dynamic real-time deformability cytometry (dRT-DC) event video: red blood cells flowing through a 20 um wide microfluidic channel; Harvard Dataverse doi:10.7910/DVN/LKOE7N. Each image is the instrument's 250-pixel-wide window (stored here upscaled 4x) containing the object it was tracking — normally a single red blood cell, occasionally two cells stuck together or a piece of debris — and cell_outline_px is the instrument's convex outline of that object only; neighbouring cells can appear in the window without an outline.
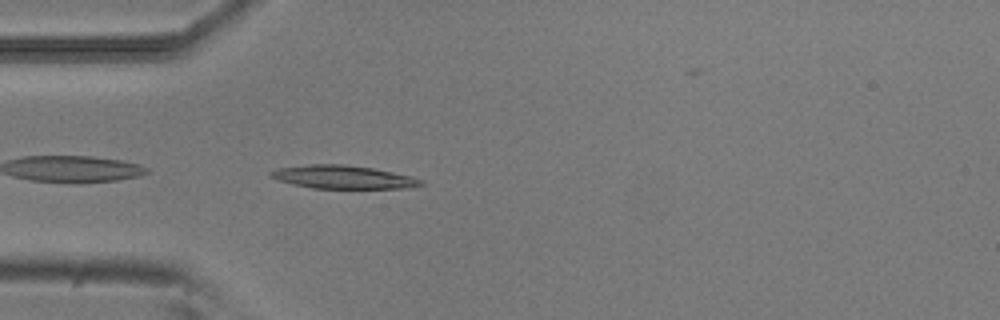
{"species": "common noctule bat (a hibernating species)", "species_latin": "Nyctalus noctula", "temperature_condition": "room temperature", "stored_images_in_passage": 39, "camera_frame_rate_fps": 3000, "um_per_image_px": 0.085, "animal": {"sex": "male", "body_mass_g": 20.5, "forearm_length_mm": 52.5}, "frame": {"image": 1, "passage_image": 1, "time_ms": 0.0, "image_size_px": [1000, 320], "cell_outline_px": [[424, 184], [404, 188], [312, 188], [292, 184], [268, 176], [268, 172], [280, 168], [312, 164], [344, 164], [372, 168], [412, 176], [424, 180]], "centroid_in_image_um": [29.17, 15.05], "position_along_channel_um": 55.8, "area_um2": 20.17}}
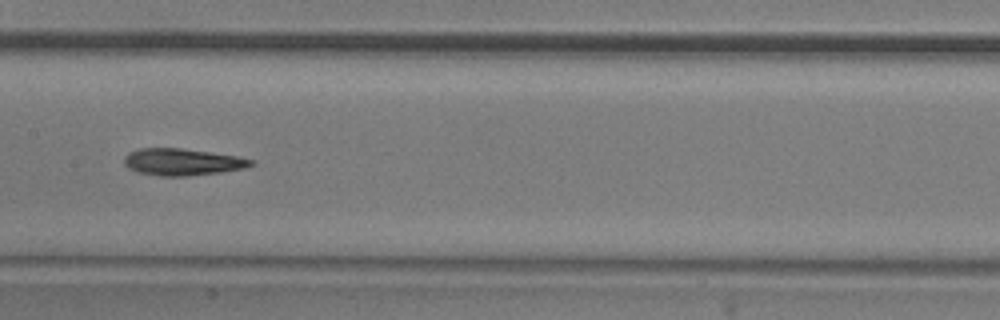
{"frame": {"image": 2, "passage_image": 12, "time_ms": 3.667, "image_size_px": [1000, 320], "cell_outline_px": [[256, 164], [244, 168], [220, 172], [188, 176], [160, 176], [136, 172], [128, 168], [124, 164], [124, 156], [128, 152], [140, 148], [180, 148], [236, 156], [256, 160]], "centroid_in_image_um": [15.48, 13.77], "position_along_channel_um": 191.9, "area_um2": 19.94}}
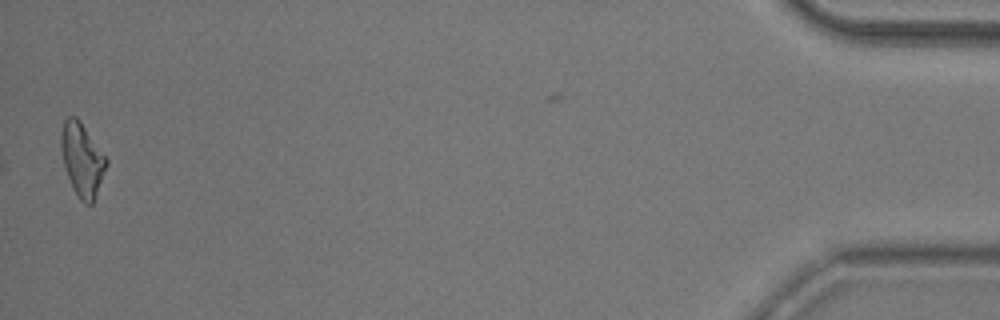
{"frame": {"image": 3, "passage_image": 38, "time_ms": 12.333, "image_size_px": [1000, 320], "cell_outline_px": [[108, 164], [96, 196], [92, 204], [84, 204], [80, 200], [72, 188], [64, 168], [60, 148], [60, 136], [64, 120], [68, 116], [76, 116], [80, 120], [108, 160]], "centroid_in_image_um": [6.96, 13.58], "position_along_channel_um": 428.2, "area_um2": 19.54}, "authors_computed_cell_mechanics": {"area_um2": 19.4786, "velocity_mm_per_s": 3.8149, "shape_relaxation_time_tau1_ms": 7.2014, "shape_relaxation_time_tau2_ms": 5.8777, "deformation_change_tau1": 0.201, "deformation_change_tau2": 0.164}}